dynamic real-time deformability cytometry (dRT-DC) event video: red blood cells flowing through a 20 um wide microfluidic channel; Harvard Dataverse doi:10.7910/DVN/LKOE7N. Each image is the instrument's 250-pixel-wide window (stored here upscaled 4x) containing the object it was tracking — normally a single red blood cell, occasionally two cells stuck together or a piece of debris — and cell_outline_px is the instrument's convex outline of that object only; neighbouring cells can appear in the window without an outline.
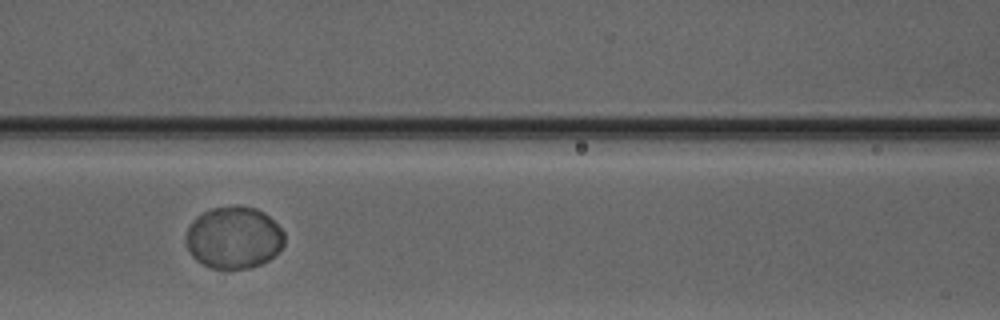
{"species": "Egyptian fruit bat (a non-hibernating species)", "species_latin": "Rousettus aegyptiacus", "temperature_condition": "warm", "stored_images_in_passage": 8, "camera_frame_rate_fps": 3000, "um_per_image_px": 0.085, "animal": {"sex": "male"}, "frame": {"image": 1, "passage_image": 6, "time_ms": 7.0, "image_size_px": [1000, 320], "cell_outline_px": [[284, 244], [268, 260], [260, 264], [248, 268], [212, 268], [196, 260], [192, 256], [184, 240], [184, 236], [192, 220], [196, 216], [212, 208], [236, 204], [240, 204], [256, 208], [264, 212], [284, 232]], "centroid_in_image_um": [19.84, 20.16], "position_along_channel_um": 146.8, "area_um2": 35.72}}
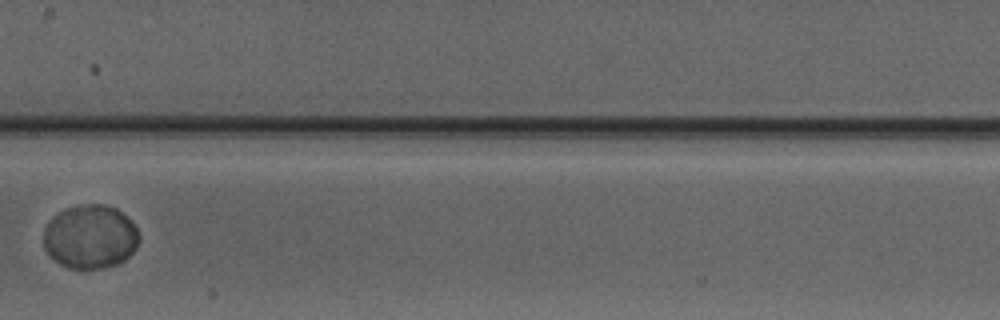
{"frame": {"image": 2, "passage_image": 7, "time_ms": 8.333, "image_size_px": [1000, 320], "cell_outline_px": [[140, 240], [136, 248], [124, 260], [116, 264], [104, 268], [68, 268], [60, 264], [44, 248], [44, 228], [60, 212], [68, 208], [80, 204], [104, 204], [116, 208], [136, 228], [140, 236]], "centroid_in_image_um": [7.69, 20.13], "position_along_channel_um": 199.7, "area_um2": 35.08}}
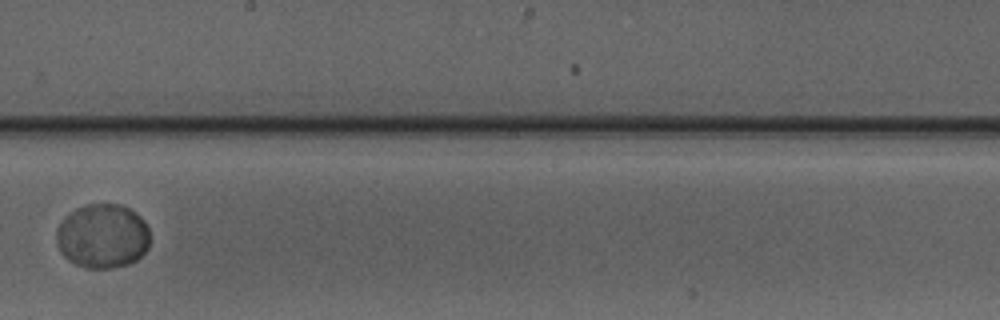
{"frame": {"image": 3, "passage_image": 8, "time_ms": 9.333, "image_size_px": [1000, 320], "cell_outline_px": [[148, 248], [136, 260], [128, 264], [108, 268], [84, 268], [76, 264], [64, 256], [56, 240], [56, 228], [64, 216], [76, 208], [88, 204], [120, 204], [136, 212], [144, 220], [148, 228]], "centroid_in_image_um": [8.71, 20.05], "position_along_channel_um": 239.5, "area_um2": 35.08}}